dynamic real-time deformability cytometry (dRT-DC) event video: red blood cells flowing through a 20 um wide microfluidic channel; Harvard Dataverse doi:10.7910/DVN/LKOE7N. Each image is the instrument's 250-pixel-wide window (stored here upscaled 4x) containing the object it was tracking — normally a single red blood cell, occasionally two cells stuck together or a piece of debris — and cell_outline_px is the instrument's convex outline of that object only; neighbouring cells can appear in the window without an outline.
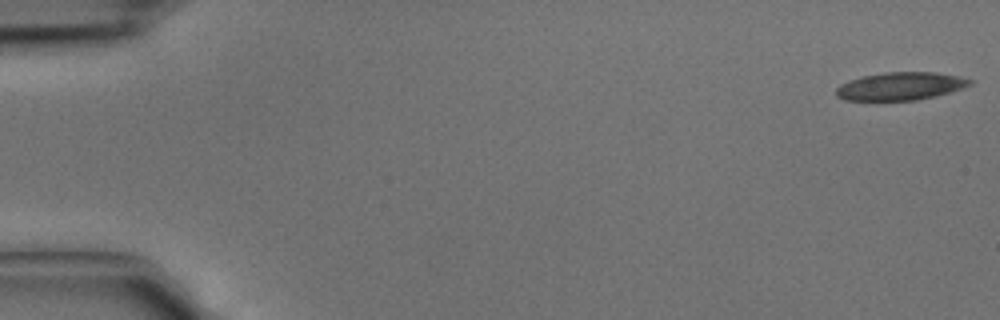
{"species": "common noctule bat (a hibernating species)", "species_latin": "Nyctalus noctula", "temperature_condition": "cold", "stored_images_in_passage": 11, "camera_frame_rate_fps": 3000, "um_per_image_px": 0.085, "animal": {"sex": "male", "body_mass_g": 15.6}, "frame": {"image": 1, "passage_image": 1, "time_ms": 0.0, "image_size_px": [1000, 320], "cell_outline_px": [[972, 84], [936, 96], [916, 100], [844, 100], [836, 96], [836, 88], [840, 84], [848, 80], [864, 76], [884, 72], [936, 72], [956, 76], [972, 80]], "centroid_in_image_um": [76.49, 7.32], "position_along_channel_um": 8.5, "area_um2": 21.56}}
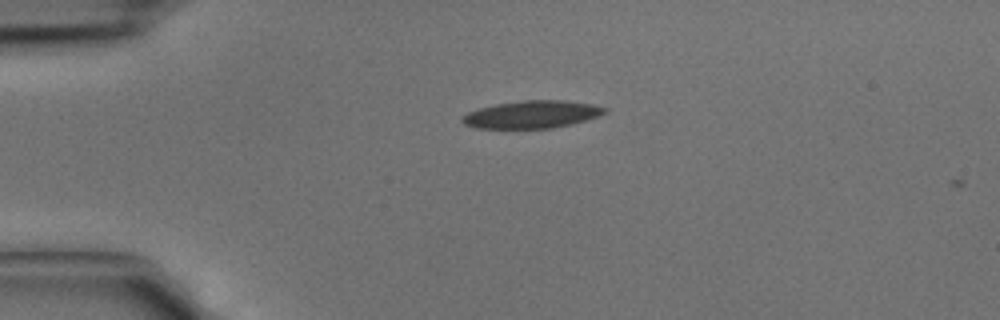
{"frame": {"image": 2, "passage_image": 10, "time_ms": 3.0, "image_size_px": [1000, 320], "cell_outline_px": [[608, 112], [572, 124], [552, 128], [476, 128], [464, 124], [460, 120], [468, 112], [480, 108], [496, 104], [524, 100], [564, 100], [592, 104], [608, 108]], "centroid_in_image_um": [45.22, 9.72], "position_along_channel_um": 39.8, "area_um2": 22.72}}